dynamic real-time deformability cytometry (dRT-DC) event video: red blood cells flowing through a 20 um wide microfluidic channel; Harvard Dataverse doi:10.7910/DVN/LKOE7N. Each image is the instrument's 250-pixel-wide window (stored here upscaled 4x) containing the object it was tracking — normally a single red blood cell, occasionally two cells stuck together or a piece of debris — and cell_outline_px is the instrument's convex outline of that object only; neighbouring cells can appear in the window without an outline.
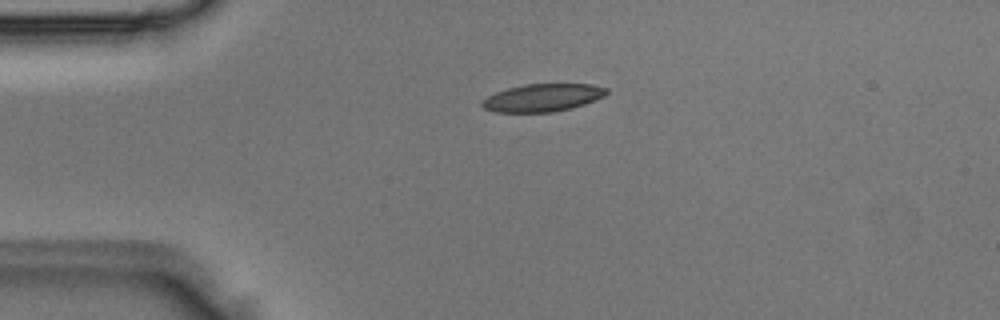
{"species": "Egyptian fruit bat (a non-hibernating species)", "species_latin": "Rousettus aegyptiacus", "temperature_condition": "room temperature", "stored_images_in_passage": 2, "camera_frame_rate_fps": 3000, "um_per_image_px": 0.085, "animal": {"sex": "male"}, "frame": {"image": 1, "passage_image": 1, "time_ms": 0.0, "image_size_px": [1000, 320], "cell_outline_px": [[608, 92], [604, 96], [584, 104], [572, 108], [552, 112], [496, 112], [484, 108], [480, 104], [480, 100], [496, 92], [508, 88], [524, 84], [592, 84], [608, 88]], "centroid_in_image_um": [46.11, 8.3], "position_along_channel_um": 38.9, "area_um2": 20.11}}